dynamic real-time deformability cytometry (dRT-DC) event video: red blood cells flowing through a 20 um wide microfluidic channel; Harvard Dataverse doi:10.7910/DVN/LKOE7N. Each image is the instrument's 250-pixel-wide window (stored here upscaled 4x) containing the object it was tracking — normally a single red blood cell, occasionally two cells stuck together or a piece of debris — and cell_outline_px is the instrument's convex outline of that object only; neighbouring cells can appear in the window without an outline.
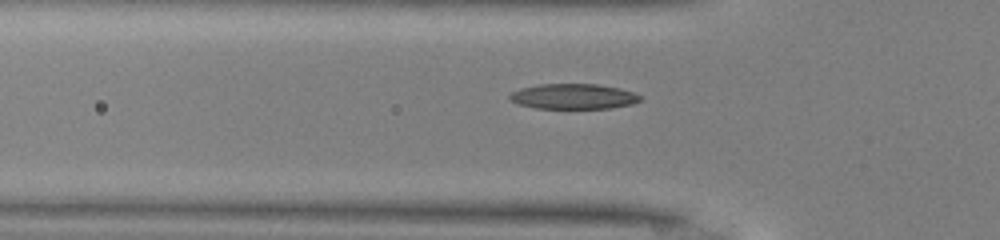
{"species": "common noctule bat (a hibernating species)", "species_latin": "Nyctalus noctula", "temperature_condition": "warm", "stored_images_in_passage": 33, "camera_frame_rate_fps": 3000, "um_per_image_px": 0.085, "animal": {"sex": "male", "body_mass_g": 13.0, "forearm_length_mm": 53.1}, "frame": {"image": 1, "passage_image": 9, "time_ms": 2.667, "image_size_px": [1000, 240], "cell_outline_px": [[640, 100], [632, 104], [612, 108], [536, 108], [516, 104], [508, 100], [508, 96], [512, 92], [520, 88], [540, 84], [596, 84], [616, 88], [632, 92], [640, 96]], "centroid_in_image_um": [48.66, 8.2], "position_along_channel_um": 77.1, "area_um2": 19.13}}
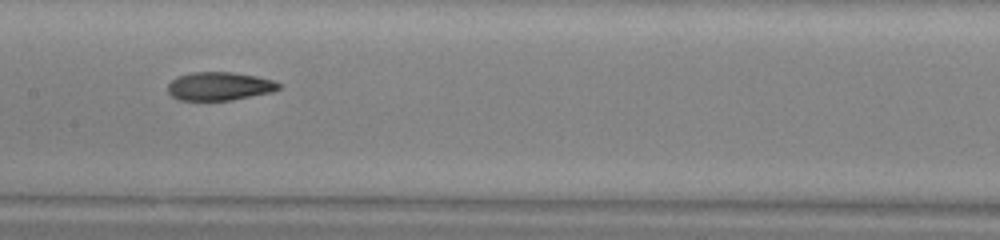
{"frame": {"image": 2, "passage_image": 17, "time_ms": 5.333, "image_size_px": [1000, 240], "cell_outline_px": [[280, 88], [272, 92], [232, 100], [180, 100], [172, 96], [168, 92], [168, 84], [176, 76], [192, 72], [232, 72], [256, 76], [272, 80], [280, 84]], "centroid_in_image_um": [18.63, 7.32], "position_along_channel_um": 188.8, "area_um2": 18.32}}
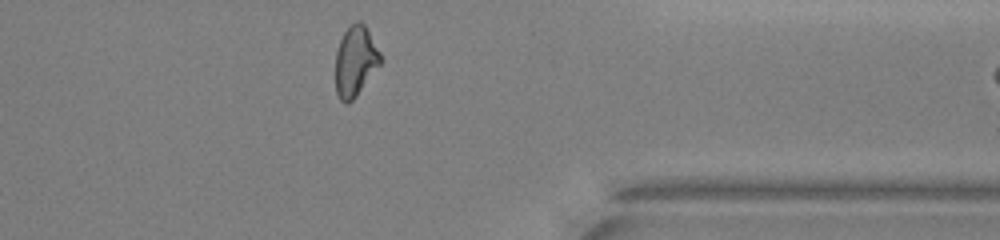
{"frame": {"image": 3, "passage_image": 32, "time_ms": 10.333, "image_size_px": [1000, 240], "cell_outline_px": [[384, 60], [356, 96], [348, 104], [344, 104], [340, 100], [336, 92], [336, 52], [340, 40], [344, 32], [356, 20], [360, 20], [364, 24], [380, 52]], "centroid_in_image_um": [30.22, 5.21], "position_along_channel_um": 381.2, "area_um2": 18.44}}